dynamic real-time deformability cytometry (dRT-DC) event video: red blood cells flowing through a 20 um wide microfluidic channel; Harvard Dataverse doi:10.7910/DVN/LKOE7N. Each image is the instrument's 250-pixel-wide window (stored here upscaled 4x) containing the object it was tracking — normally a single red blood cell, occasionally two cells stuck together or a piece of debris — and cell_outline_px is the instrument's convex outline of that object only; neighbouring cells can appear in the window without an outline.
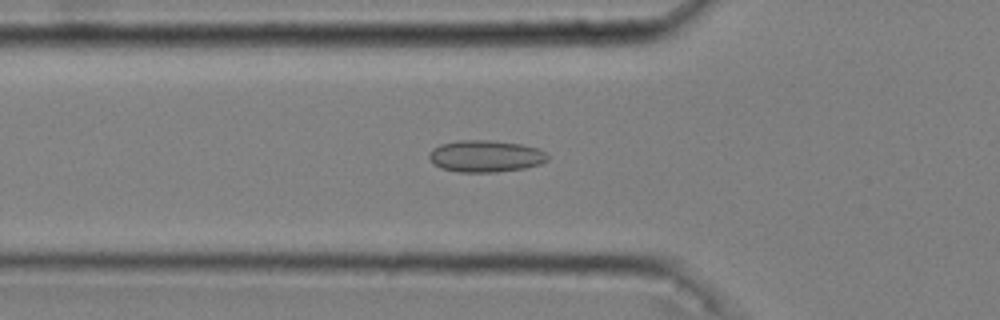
{"species": "common noctule bat (a hibernating species)", "species_latin": "Nyctalus noctula", "temperature_condition": "cold", "stored_images_in_passage": 44, "camera_frame_rate_fps": 3000, "um_per_image_px": 0.085, "animal": {"sex": "male", "body_mass_g": 20.4}, "frame": {"image": 1, "passage_image": 10, "time_ms": 3.0, "image_size_px": [1000, 320], "cell_outline_px": [[548, 160], [540, 164], [524, 168], [496, 172], [456, 172], [440, 168], [428, 156], [428, 152], [432, 148], [440, 144], [460, 140], [492, 140], [520, 144], [536, 148], [544, 152], [548, 156]], "centroid_in_image_um": [41.24, 13.27], "position_along_channel_um": 84.6, "area_um2": 21.96}}
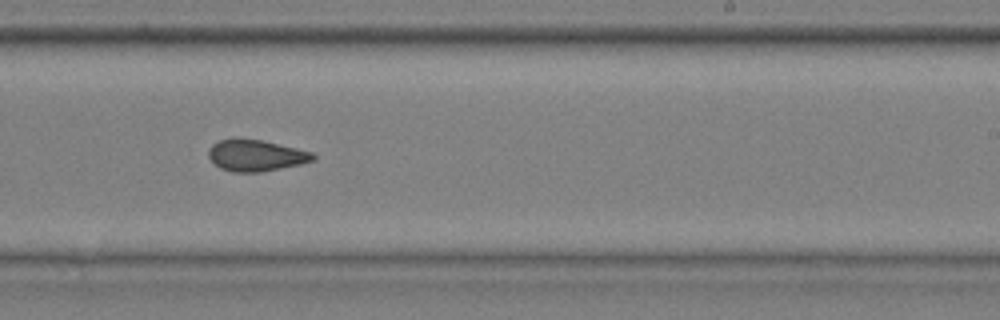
{"frame": {"image": 2, "passage_image": 25, "time_ms": 8.0, "image_size_px": [1000, 320], "cell_outline_px": [[316, 160], [300, 164], [260, 172], [232, 172], [220, 168], [208, 156], [208, 148], [212, 144], [220, 140], [236, 136], [264, 140], [312, 152], [316, 156]], "centroid_in_image_um": [21.73, 13.18], "position_along_channel_um": 267.3, "area_um2": 19.48}}
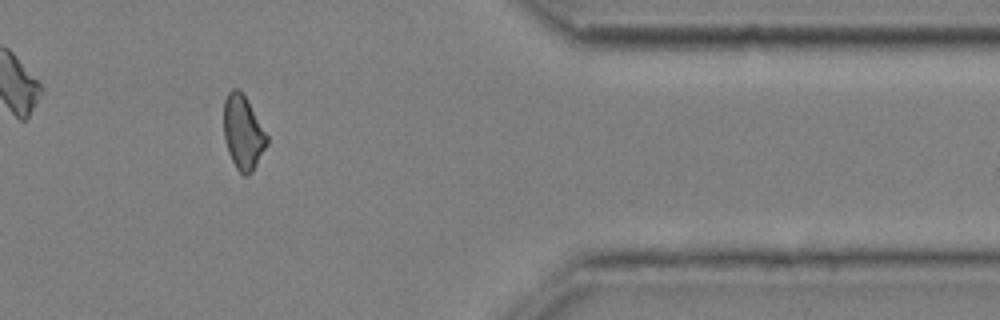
{"frame": {"image": 3, "passage_image": 37, "time_ms": 12.0, "image_size_px": [1000, 320], "cell_outline_px": [[268, 144], [252, 172], [248, 176], [244, 176], [236, 168], [228, 152], [224, 140], [224, 100], [228, 92], [232, 88], [236, 88], [244, 96], [268, 136]], "centroid_in_image_um": [20.65, 11.3], "position_along_channel_um": 390.8, "area_um2": 18.44}, "authors_computed_cell_mechanics": {"area_um2": 19.363, "velocity_mm_per_s": 3.6486, "shape_relaxation_time_tau1_ms": null, "shape_relaxation_time_tau2_ms": 2.0339, "deformation_change_tau1": null, "deformation_change_tau2": 0.083}}